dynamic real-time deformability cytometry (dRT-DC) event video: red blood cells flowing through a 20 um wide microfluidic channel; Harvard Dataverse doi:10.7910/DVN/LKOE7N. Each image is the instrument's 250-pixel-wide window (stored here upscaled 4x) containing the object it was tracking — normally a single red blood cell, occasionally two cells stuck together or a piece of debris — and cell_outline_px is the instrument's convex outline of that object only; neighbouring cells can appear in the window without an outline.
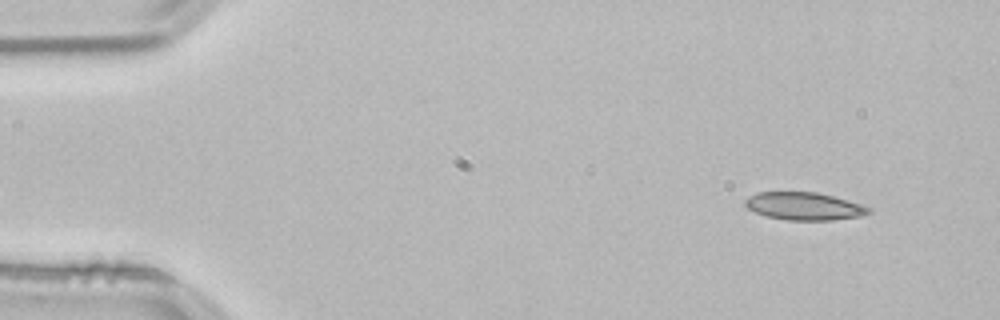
{"species": "common noctule bat (a hibernating species)", "species_latin": "Nyctalus noctula", "temperature_condition": "room temperature", "stored_images_in_passage": 52, "camera_frame_rate_fps": 3000, "um_per_image_px": 0.085, "animal": {"sex": "male", "body_mass_g": 21.5, "forearm_length_mm": 52.0}, "frame": {"image": 1, "passage_image": 4, "time_ms": 1.0, "image_size_px": [1000, 320], "cell_outline_px": [[872, 212], [860, 216], [832, 220], [788, 220], [768, 216], [756, 212], [748, 208], [744, 204], [744, 200], [748, 196], [756, 192], [816, 192], [832, 196], [860, 204], [872, 208]], "centroid_in_image_um": [68.34, 17.52], "position_along_channel_um": 16.7, "area_um2": 19.83}}
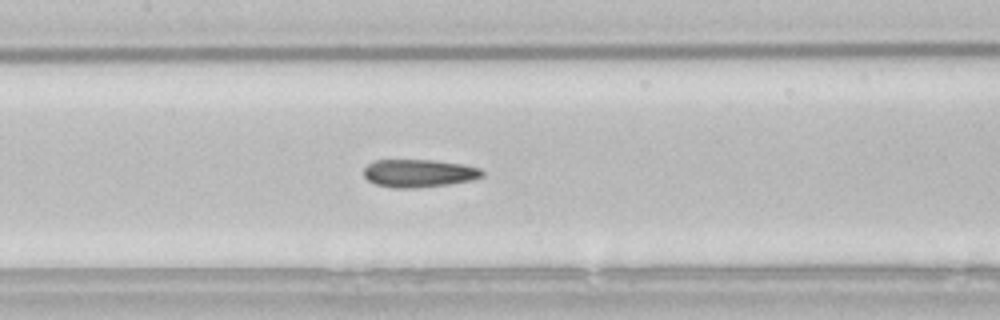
{"frame": {"image": 2, "passage_image": 24, "time_ms": 7.667, "image_size_px": [1000, 320], "cell_outline_px": [[484, 176], [472, 180], [448, 184], [416, 188], [392, 188], [376, 184], [368, 180], [364, 176], [364, 168], [368, 164], [376, 160], [436, 160], [464, 164], [480, 168], [484, 172]], "centroid_in_image_um": [35.63, 14.72], "position_along_channel_um": 171.8, "area_um2": 19.36}}
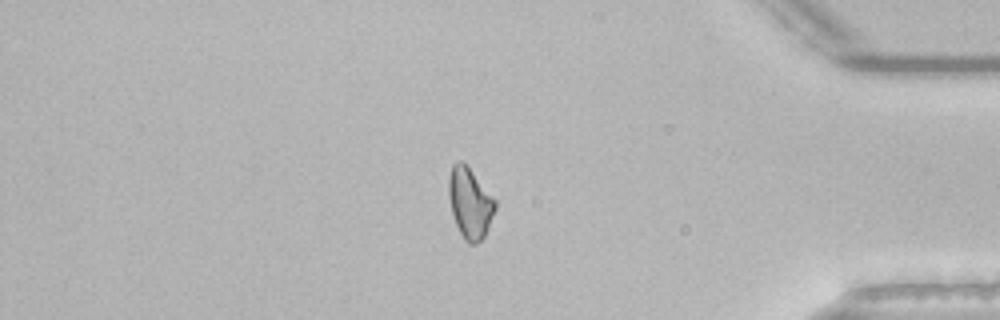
{"frame": {"image": 3, "passage_image": 44, "time_ms": 14.333, "image_size_px": [1000, 320], "cell_outline_px": [[496, 208], [488, 228], [484, 236], [476, 244], [468, 244], [464, 240], [456, 224], [452, 212], [448, 196], [448, 176], [452, 164], [456, 160], [460, 160], [472, 172], [496, 200]], "centroid_in_image_um": [39.93, 17.26], "position_along_channel_um": 395.3, "area_um2": 19.02}, "authors_computed_cell_mechanics": {"area_um2": 19.4208, "velocity_mm_per_s": 3.8301, "shape_relaxation_time_tau1_ms": 11.1268, "shape_relaxation_time_tau2_ms": 3.3752, "deformation_change_tau1": 0.1982, "deformation_change_tau2": 0.1098}}